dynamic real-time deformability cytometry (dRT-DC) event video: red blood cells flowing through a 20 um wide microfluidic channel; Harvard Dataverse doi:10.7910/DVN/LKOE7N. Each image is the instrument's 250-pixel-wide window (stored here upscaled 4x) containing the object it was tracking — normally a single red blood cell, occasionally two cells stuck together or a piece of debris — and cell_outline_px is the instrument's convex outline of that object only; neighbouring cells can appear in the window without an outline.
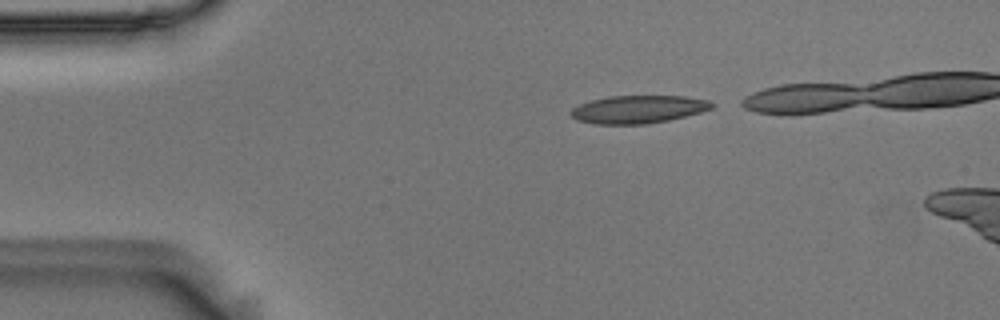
{"species": "Egyptian fruit bat (a non-hibernating species)", "species_latin": "Rousettus aegyptiacus", "temperature_condition": "room temperature", "stored_images_in_passage": 37, "camera_frame_rate_fps": 3000, "um_per_image_px": 0.085, "animal": {"sex": "male"}, "frame": {"image": 1, "passage_image": 2, "time_ms": 0.333, "image_size_px": [1000, 320], "cell_outline_px": [[716, 104], [712, 108], [700, 112], [668, 120], [648, 124], [596, 124], [576, 120], [568, 112], [572, 108], [580, 104], [592, 100], [608, 96], [688, 96], [708, 100]], "centroid_in_image_um": [54.24, 9.29], "position_along_channel_um": 30.8, "area_um2": 22.95}}
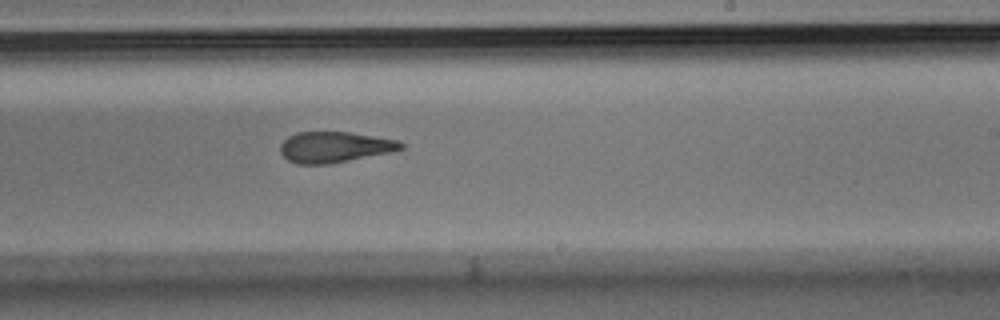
{"frame": {"image": 2, "passage_image": 25, "time_ms": 8.0, "image_size_px": [1000, 320], "cell_outline_px": [[404, 148], [388, 152], [328, 164], [296, 164], [288, 160], [280, 152], [280, 144], [288, 136], [296, 132], [348, 132], [396, 140], [404, 144]], "centroid_in_image_um": [28.37, 12.5], "position_along_channel_um": 260.6, "area_um2": 21.33}}
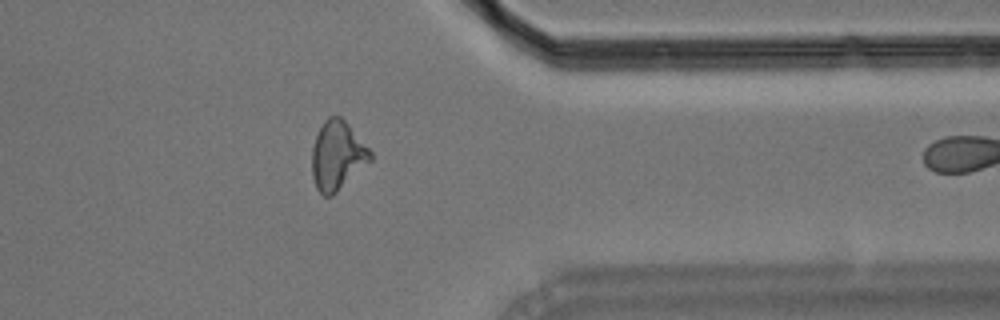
{"frame": {"image": 3, "passage_image": 36, "time_ms": 11.667, "image_size_px": [1000, 320], "cell_outline_px": [[372, 160], [332, 196], [324, 196], [316, 188], [312, 176], [312, 148], [316, 136], [324, 120], [328, 116], [340, 116], [348, 124], [372, 152]], "centroid_in_image_um": [28.66, 13.23], "position_along_channel_um": 382.7, "area_um2": 23.29}}